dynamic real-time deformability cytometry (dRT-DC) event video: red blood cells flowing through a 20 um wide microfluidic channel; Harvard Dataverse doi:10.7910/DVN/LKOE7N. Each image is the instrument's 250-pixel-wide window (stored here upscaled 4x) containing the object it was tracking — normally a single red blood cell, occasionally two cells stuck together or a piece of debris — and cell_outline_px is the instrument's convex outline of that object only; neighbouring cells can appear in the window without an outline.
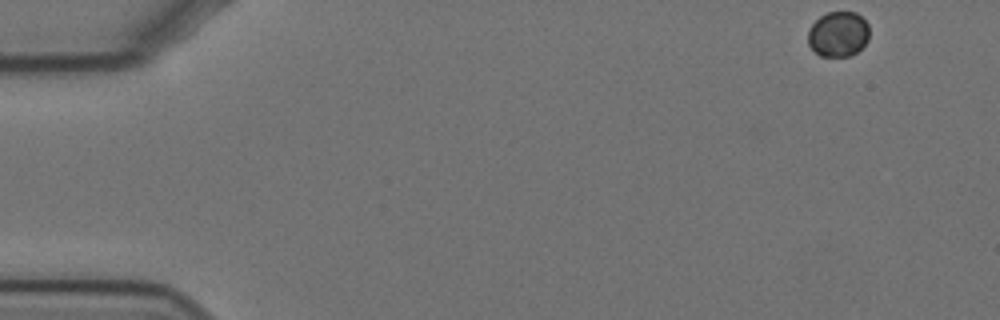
{"species": "Egyptian fruit bat (a non-hibernating species)", "species_latin": "Rousettus aegyptiacus", "temperature_condition": "cold", "stored_images_in_passage": 16, "camera_frame_rate_fps": 3000, "um_per_image_px": 0.085, "animal": {"sex": "female"}, "frame": {"image": 1, "passage_image": 1, "time_ms": 0.0, "image_size_px": [1000, 320], "cell_outline_px": [[868, 40], [856, 52], [848, 56], [820, 56], [808, 44], [808, 32], [812, 24], [820, 16], [828, 12], [856, 12], [868, 24]], "centroid_in_image_um": [71.24, 2.89], "position_along_channel_um": 13.8, "area_um2": 16.01}}
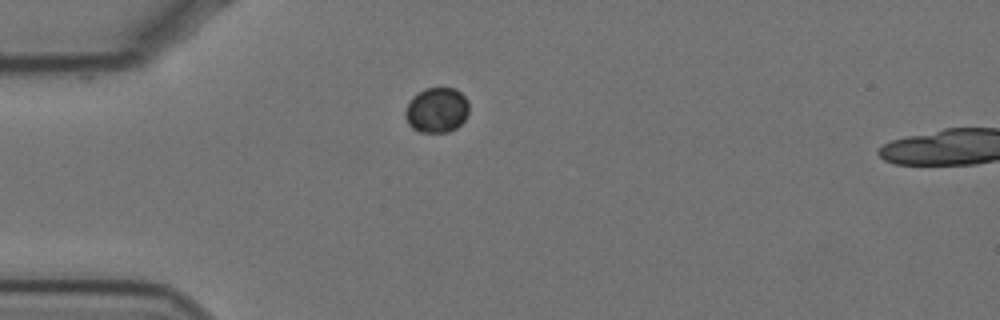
{"frame": {"image": 2, "passage_image": 13, "time_ms": 4.0, "image_size_px": [1000, 320], "cell_outline_px": [[468, 112], [464, 120], [456, 128], [448, 132], [420, 132], [412, 128], [408, 124], [404, 116], [404, 112], [412, 96], [424, 88], [456, 88], [468, 100]], "centroid_in_image_um": [37.11, 9.35], "position_along_channel_um": 47.9, "area_um2": 16.88}}